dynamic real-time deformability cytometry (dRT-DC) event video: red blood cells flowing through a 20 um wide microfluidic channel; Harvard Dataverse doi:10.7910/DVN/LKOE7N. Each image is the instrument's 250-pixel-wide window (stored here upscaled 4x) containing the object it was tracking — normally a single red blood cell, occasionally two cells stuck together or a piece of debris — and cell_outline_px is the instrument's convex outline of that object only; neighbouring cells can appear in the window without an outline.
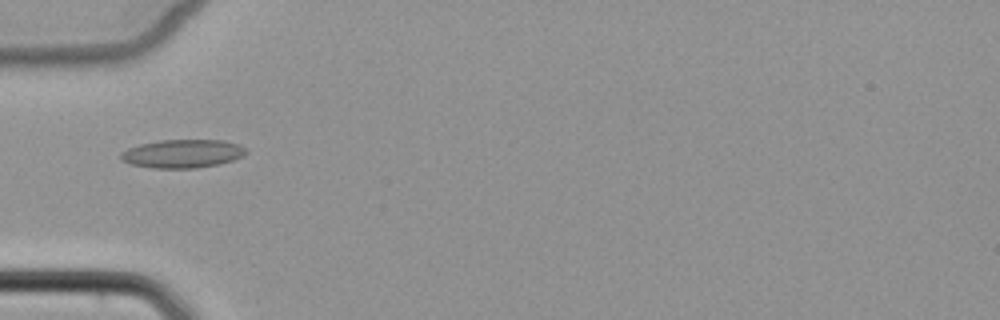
{"species": "common noctule bat (a hibernating species)", "species_latin": "Nyctalus noctula", "temperature_condition": "cold", "stored_images_in_passage": 5, "camera_frame_rate_fps": 3000, "um_per_image_px": 0.085, "animal": {"sex": "female", "body_mass_g": 22.7, "forearm_length_mm": 54.2}, "frame": {"image": 1, "passage_image": 5, "time_ms": 5.667, "image_size_px": [1000, 320], "cell_outline_px": [[248, 152], [244, 156], [220, 164], [196, 168], [152, 168], [128, 164], [120, 160], [120, 152], [128, 148], [140, 144], [160, 140], [224, 140], [240, 144], [248, 148]], "centroid_in_image_um": [15.53, 13.06], "position_along_channel_um": 69.5, "area_um2": 21.1}}